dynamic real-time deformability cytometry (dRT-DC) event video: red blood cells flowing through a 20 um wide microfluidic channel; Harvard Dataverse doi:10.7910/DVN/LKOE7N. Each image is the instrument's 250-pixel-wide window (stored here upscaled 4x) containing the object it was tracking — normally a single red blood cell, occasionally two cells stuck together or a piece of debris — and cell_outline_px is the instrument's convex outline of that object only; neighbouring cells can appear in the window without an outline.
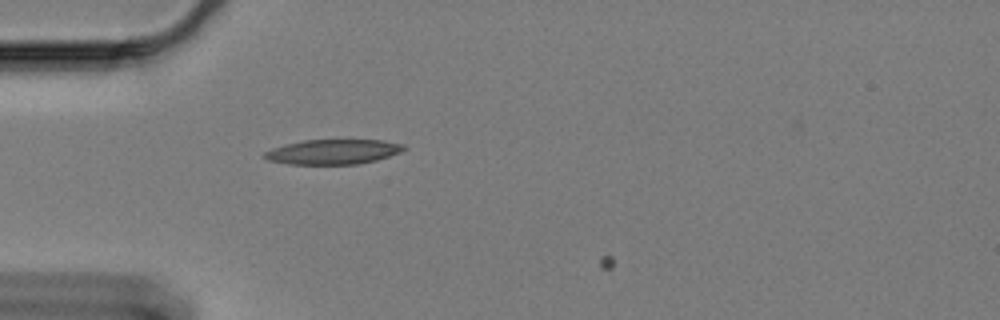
{"species": "Egyptian fruit bat (a non-hibernating species)", "species_latin": "Rousettus aegyptiacus", "temperature_condition": "cold", "stored_images_in_passage": 6, "camera_frame_rate_fps": 3000, "um_per_image_px": 0.085, "animal": {"sex": "female"}, "frame": {"image": 1, "passage_image": 5, "time_ms": 1.333, "image_size_px": [1000, 320], "cell_outline_px": [[408, 148], [400, 152], [376, 160], [356, 164], [288, 164], [268, 160], [264, 156], [264, 152], [272, 148], [284, 144], [304, 140], [384, 140], [404, 144]], "centroid_in_image_um": [28.32, 12.89], "position_along_channel_um": 56.7, "area_um2": 20.17}}